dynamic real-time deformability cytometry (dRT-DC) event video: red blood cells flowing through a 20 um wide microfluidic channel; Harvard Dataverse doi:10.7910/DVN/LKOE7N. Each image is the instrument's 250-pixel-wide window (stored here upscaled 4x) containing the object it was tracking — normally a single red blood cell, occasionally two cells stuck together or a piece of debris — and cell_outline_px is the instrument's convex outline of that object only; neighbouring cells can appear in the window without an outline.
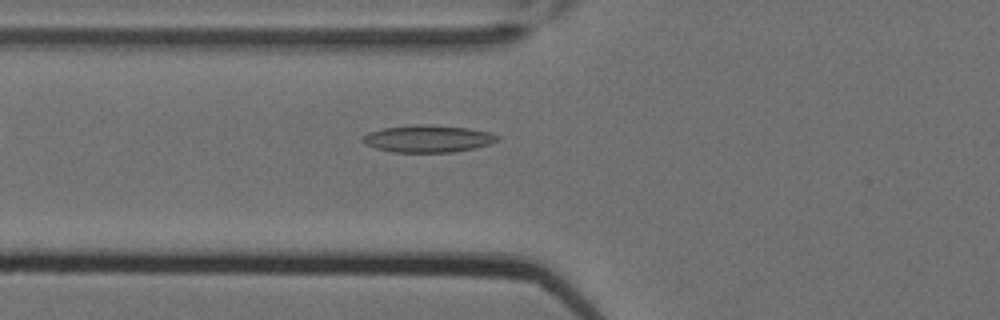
{"species": "Egyptian fruit bat (a non-hibernating species)", "species_latin": "Rousettus aegyptiacus", "temperature_condition": "cold", "stored_images_in_passage": 6, "camera_frame_rate_fps": 3000, "um_per_image_px": 0.085, "animal": {"sex": "female"}, "frame": {"image": 1, "passage_image": 6, "time_ms": 1.667, "image_size_px": [1000, 320], "cell_outline_px": [[500, 140], [476, 148], [452, 152], [392, 152], [376, 148], [364, 144], [360, 140], [360, 136], [368, 132], [384, 128], [412, 124], [432, 124], [468, 128], [492, 132], [500, 136]], "centroid_in_image_um": [36.36, 11.78], "position_along_channel_um": 89.4, "area_um2": 21.73}}